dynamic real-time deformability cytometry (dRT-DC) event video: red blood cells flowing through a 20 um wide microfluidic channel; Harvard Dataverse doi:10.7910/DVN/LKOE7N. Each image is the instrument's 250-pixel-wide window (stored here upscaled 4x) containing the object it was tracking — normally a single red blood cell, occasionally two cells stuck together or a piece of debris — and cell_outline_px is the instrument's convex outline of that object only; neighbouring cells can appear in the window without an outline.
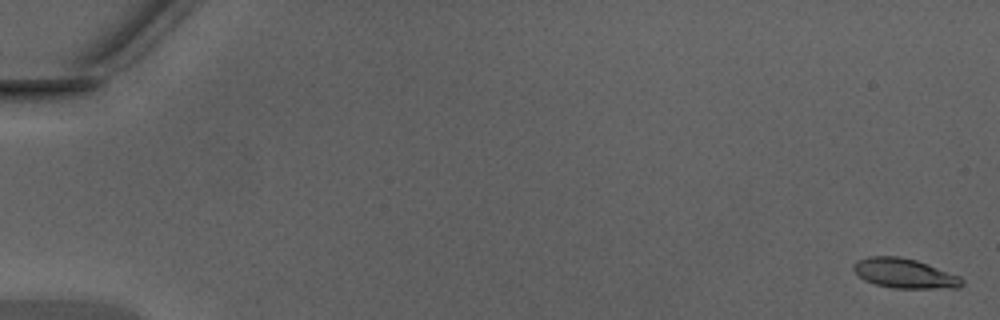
{"species": "Egyptian fruit bat (a non-hibernating species)", "species_latin": "Rousettus aegyptiacus", "temperature_condition": "warm", "stored_images_in_passage": 48, "camera_frame_rate_fps": 3000, "um_per_image_px": 0.085, "animal": {"sex": "male"}, "frame": {"image": 1, "passage_image": 1, "time_ms": 0.0, "image_size_px": [1000, 320], "cell_outline_px": [[964, 284], [960, 288], [892, 288], [876, 284], [864, 280], [852, 268], [852, 264], [856, 260], [868, 256], [900, 256], [916, 260], [960, 276], [964, 280]], "centroid_in_image_um": [76.88, 23.23], "position_along_channel_um": 8.1, "area_um2": 18.84}}
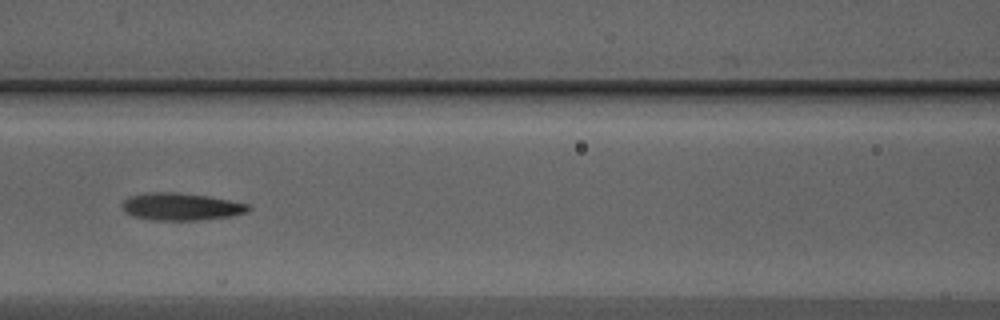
{"frame": {"image": 2, "passage_image": 23, "time_ms": 7.333, "image_size_px": [1000, 320], "cell_outline_px": [[252, 208], [244, 212], [232, 216], [200, 220], [152, 220], [132, 216], [124, 212], [120, 204], [128, 196], [144, 192], [176, 192], [208, 196], [248, 204]], "centroid_in_image_um": [15.31, 17.56], "position_along_channel_um": 151.3, "area_um2": 20.29}}
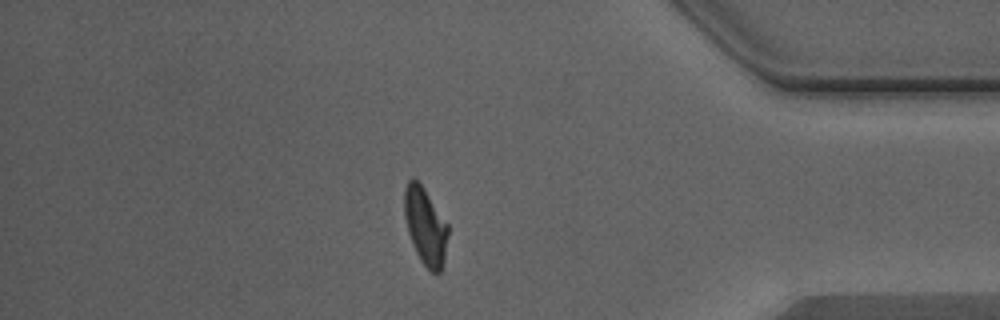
{"frame": {"image": 3, "passage_image": 42, "time_ms": 13.667, "image_size_px": [1000, 320], "cell_outline_px": [[448, 236], [444, 260], [440, 272], [436, 276], [420, 260], [416, 252], [408, 232], [404, 216], [404, 188], [408, 180], [412, 176], [424, 188], [448, 224]], "centroid_in_image_um": [36.15, 19.22], "position_along_channel_um": 399.0, "area_um2": 19.65}, "authors_computed_cell_mechanics": {"area_um2": 19.5364, "velocity_mm_per_s": 4.3708, "shape_relaxation_time_tau1_ms": 4.0456, "shape_relaxation_time_tau2_ms": 1.9811, "deformation_change_tau1": 0.184, "deformation_change_tau2": 0.0983}}